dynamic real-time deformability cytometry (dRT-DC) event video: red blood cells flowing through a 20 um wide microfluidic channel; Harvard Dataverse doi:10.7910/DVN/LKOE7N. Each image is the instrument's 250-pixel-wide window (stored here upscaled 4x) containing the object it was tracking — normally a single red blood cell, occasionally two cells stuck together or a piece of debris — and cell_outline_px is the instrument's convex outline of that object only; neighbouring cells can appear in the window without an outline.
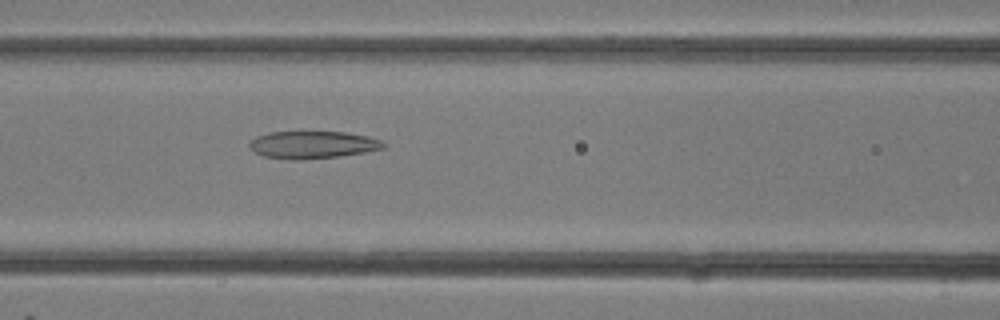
{"species": "common noctule bat (a hibernating species)", "species_latin": "Nyctalus noctula", "temperature_condition": "room temperature", "stored_images_in_passage": 12, "camera_frame_rate_fps": 3000, "um_per_image_px": 0.085, "animal": {"sex": "female"}, "frame": {"image": 1, "passage_image": 11, "time_ms": 3.333, "image_size_px": [1000, 320], "cell_outline_px": [[388, 144], [384, 148], [364, 152], [340, 156], [300, 160], [296, 160], [264, 156], [252, 152], [248, 148], [248, 144], [256, 136], [268, 132], [344, 132], [368, 136], [380, 140]], "centroid_in_image_um": [26.55, 12.3], "position_along_channel_um": 140.0, "area_um2": 21.5}}